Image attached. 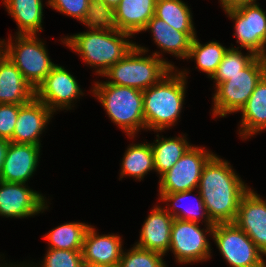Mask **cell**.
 Here are the masks:
<instances>
[{
	"label": "cell",
	"instance_id": "cell-31",
	"mask_svg": "<svg viewBox=\"0 0 266 267\" xmlns=\"http://www.w3.org/2000/svg\"><path fill=\"white\" fill-rule=\"evenodd\" d=\"M192 192V190H189V191H184V192H176V193H169V194H160V197H161V200H164V201H174V208L177 209V207L180 208V206H178L180 204V201L187 198L189 196V194ZM199 194V197H198V200H197V204H196V207L191 209V207L187 208V209H183V210H180L179 212L176 211V212H169L171 214V216L173 218H177V219H180V220H186V221H191V222H196L198 223L199 220L198 218H200L198 215H199V212L200 210H203L202 213H200L202 217H206V222L208 223L207 224V230L209 231V233L213 231V228H214V223L210 220L208 214H207V211H206V208H205V205H204V202H203V199L201 197V194L200 192H198ZM178 212V213H177ZM182 212V213H181ZM205 212V213H204Z\"/></svg>",
	"mask_w": 266,
	"mask_h": 267
},
{
	"label": "cell",
	"instance_id": "cell-20",
	"mask_svg": "<svg viewBox=\"0 0 266 267\" xmlns=\"http://www.w3.org/2000/svg\"><path fill=\"white\" fill-rule=\"evenodd\" d=\"M157 0H120L115 8L117 28L133 35L143 31L154 16Z\"/></svg>",
	"mask_w": 266,
	"mask_h": 267
},
{
	"label": "cell",
	"instance_id": "cell-8",
	"mask_svg": "<svg viewBox=\"0 0 266 267\" xmlns=\"http://www.w3.org/2000/svg\"><path fill=\"white\" fill-rule=\"evenodd\" d=\"M210 234L231 267H266L263 253L235 223H217Z\"/></svg>",
	"mask_w": 266,
	"mask_h": 267
},
{
	"label": "cell",
	"instance_id": "cell-27",
	"mask_svg": "<svg viewBox=\"0 0 266 267\" xmlns=\"http://www.w3.org/2000/svg\"><path fill=\"white\" fill-rule=\"evenodd\" d=\"M89 225L66 223L49 232L45 238L51 249L82 250L85 233Z\"/></svg>",
	"mask_w": 266,
	"mask_h": 267
},
{
	"label": "cell",
	"instance_id": "cell-1",
	"mask_svg": "<svg viewBox=\"0 0 266 267\" xmlns=\"http://www.w3.org/2000/svg\"><path fill=\"white\" fill-rule=\"evenodd\" d=\"M198 188L214 224L234 223L240 200L249 190L229 163L215 155L204 166Z\"/></svg>",
	"mask_w": 266,
	"mask_h": 267
},
{
	"label": "cell",
	"instance_id": "cell-7",
	"mask_svg": "<svg viewBox=\"0 0 266 267\" xmlns=\"http://www.w3.org/2000/svg\"><path fill=\"white\" fill-rule=\"evenodd\" d=\"M37 39L36 34H18L14 46L8 41L9 44L4 47V54L35 90L55 66L48 57L43 42Z\"/></svg>",
	"mask_w": 266,
	"mask_h": 267
},
{
	"label": "cell",
	"instance_id": "cell-26",
	"mask_svg": "<svg viewBox=\"0 0 266 267\" xmlns=\"http://www.w3.org/2000/svg\"><path fill=\"white\" fill-rule=\"evenodd\" d=\"M152 169H155V164L151 144H134L127 149L121 176L129 175L139 180Z\"/></svg>",
	"mask_w": 266,
	"mask_h": 267
},
{
	"label": "cell",
	"instance_id": "cell-17",
	"mask_svg": "<svg viewBox=\"0 0 266 267\" xmlns=\"http://www.w3.org/2000/svg\"><path fill=\"white\" fill-rule=\"evenodd\" d=\"M122 253L119 236H99L92 227H88L82 247L84 264L118 266Z\"/></svg>",
	"mask_w": 266,
	"mask_h": 267
},
{
	"label": "cell",
	"instance_id": "cell-24",
	"mask_svg": "<svg viewBox=\"0 0 266 267\" xmlns=\"http://www.w3.org/2000/svg\"><path fill=\"white\" fill-rule=\"evenodd\" d=\"M162 139H157L155 145L151 144L155 170L160 176L170 170L192 146L182 137Z\"/></svg>",
	"mask_w": 266,
	"mask_h": 267
},
{
	"label": "cell",
	"instance_id": "cell-32",
	"mask_svg": "<svg viewBox=\"0 0 266 267\" xmlns=\"http://www.w3.org/2000/svg\"><path fill=\"white\" fill-rule=\"evenodd\" d=\"M163 255L135 245L128 253H122L118 267H165Z\"/></svg>",
	"mask_w": 266,
	"mask_h": 267
},
{
	"label": "cell",
	"instance_id": "cell-4",
	"mask_svg": "<svg viewBox=\"0 0 266 267\" xmlns=\"http://www.w3.org/2000/svg\"><path fill=\"white\" fill-rule=\"evenodd\" d=\"M146 51L145 48L135 45L119 62L102 74L113 79L106 83L144 91L169 72H173L174 66L160 59L157 52L152 57L139 56Z\"/></svg>",
	"mask_w": 266,
	"mask_h": 267
},
{
	"label": "cell",
	"instance_id": "cell-38",
	"mask_svg": "<svg viewBox=\"0 0 266 267\" xmlns=\"http://www.w3.org/2000/svg\"><path fill=\"white\" fill-rule=\"evenodd\" d=\"M99 1L105 2L108 6L114 8V9L120 3V0H99Z\"/></svg>",
	"mask_w": 266,
	"mask_h": 267
},
{
	"label": "cell",
	"instance_id": "cell-29",
	"mask_svg": "<svg viewBox=\"0 0 266 267\" xmlns=\"http://www.w3.org/2000/svg\"><path fill=\"white\" fill-rule=\"evenodd\" d=\"M92 30H118L115 9L102 1L89 2L85 16L81 21Z\"/></svg>",
	"mask_w": 266,
	"mask_h": 267
},
{
	"label": "cell",
	"instance_id": "cell-18",
	"mask_svg": "<svg viewBox=\"0 0 266 267\" xmlns=\"http://www.w3.org/2000/svg\"><path fill=\"white\" fill-rule=\"evenodd\" d=\"M174 218L168 210L156 207L145 220L140 241L136 246L165 254L170 247L171 227Z\"/></svg>",
	"mask_w": 266,
	"mask_h": 267
},
{
	"label": "cell",
	"instance_id": "cell-11",
	"mask_svg": "<svg viewBox=\"0 0 266 267\" xmlns=\"http://www.w3.org/2000/svg\"><path fill=\"white\" fill-rule=\"evenodd\" d=\"M199 223L174 218L170 247L180 263L202 261L210 256V245Z\"/></svg>",
	"mask_w": 266,
	"mask_h": 267
},
{
	"label": "cell",
	"instance_id": "cell-21",
	"mask_svg": "<svg viewBox=\"0 0 266 267\" xmlns=\"http://www.w3.org/2000/svg\"><path fill=\"white\" fill-rule=\"evenodd\" d=\"M147 29L152 31L156 44L163 51L188 59L191 41L196 36L195 32H180L155 16L148 21L143 31Z\"/></svg>",
	"mask_w": 266,
	"mask_h": 267
},
{
	"label": "cell",
	"instance_id": "cell-5",
	"mask_svg": "<svg viewBox=\"0 0 266 267\" xmlns=\"http://www.w3.org/2000/svg\"><path fill=\"white\" fill-rule=\"evenodd\" d=\"M93 89L111 120L129 136L145 128L142 90L106 82H97Z\"/></svg>",
	"mask_w": 266,
	"mask_h": 267
},
{
	"label": "cell",
	"instance_id": "cell-15",
	"mask_svg": "<svg viewBox=\"0 0 266 267\" xmlns=\"http://www.w3.org/2000/svg\"><path fill=\"white\" fill-rule=\"evenodd\" d=\"M40 146L10 142L0 173V180L8 183H23L36 170Z\"/></svg>",
	"mask_w": 266,
	"mask_h": 267
},
{
	"label": "cell",
	"instance_id": "cell-25",
	"mask_svg": "<svg viewBox=\"0 0 266 267\" xmlns=\"http://www.w3.org/2000/svg\"><path fill=\"white\" fill-rule=\"evenodd\" d=\"M154 16L180 32H195L190 10L181 0H157Z\"/></svg>",
	"mask_w": 266,
	"mask_h": 267
},
{
	"label": "cell",
	"instance_id": "cell-13",
	"mask_svg": "<svg viewBox=\"0 0 266 267\" xmlns=\"http://www.w3.org/2000/svg\"><path fill=\"white\" fill-rule=\"evenodd\" d=\"M41 194L26 188L23 183H8L0 180V215L27 217L46 209Z\"/></svg>",
	"mask_w": 266,
	"mask_h": 267
},
{
	"label": "cell",
	"instance_id": "cell-23",
	"mask_svg": "<svg viewBox=\"0 0 266 267\" xmlns=\"http://www.w3.org/2000/svg\"><path fill=\"white\" fill-rule=\"evenodd\" d=\"M4 3L19 26L17 34H36L42 30V0H4Z\"/></svg>",
	"mask_w": 266,
	"mask_h": 267
},
{
	"label": "cell",
	"instance_id": "cell-37",
	"mask_svg": "<svg viewBox=\"0 0 266 267\" xmlns=\"http://www.w3.org/2000/svg\"><path fill=\"white\" fill-rule=\"evenodd\" d=\"M10 141L0 138V173L2 171L3 163L6 157V152Z\"/></svg>",
	"mask_w": 266,
	"mask_h": 267
},
{
	"label": "cell",
	"instance_id": "cell-35",
	"mask_svg": "<svg viewBox=\"0 0 266 267\" xmlns=\"http://www.w3.org/2000/svg\"><path fill=\"white\" fill-rule=\"evenodd\" d=\"M48 4L61 13L83 20L89 5L88 0H49Z\"/></svg>",
	"mask_w": 266,
	"mask_h": 267
},
{
	"label": "cell",
	"instance_id": "cell-16",
	"mask_svg": "<svg viewBox=\"0 0 266 267\" xmlns=\"http://www.w3.org/2000/svg\"><path fill=\"white\" fill-rule=\"evenodd\" d=\"M52 111L34 97L20 106L12 142L40 146L39 134L45 128Z\"/></svg>",
	"mask_w": 266,
	"mask_h": 267
},
{
	"label": "cell",
	"instance_id": "cell-6",
	"mask_svg": "<svg viewBox=\"0 0 266 267\" xmlns=\"http://www.w3.org/2000/svg\"><path fill=\"white\" fill-rule=\"evenodd\" d=\"M266 74V60L257 56L245 69L217 85L214 95V115L225 117L227 113L240 111Z\"/></svg>",
	"mask_w": 266,
	"mask_h": 267
},
{
	"label": "cell",
	"instance_id": "cell-2",
	"mask_svg": "<svg viewBox=\"0 0 266 267\" xmlns=\"http://www.w3.org/2000/svg\"><path fill=\"white\" fill-rule=\"evenodd\" d=\"M169 72L158 83L143 91L145 127L154 130L174 125L185 96V75ZM170 75V76H169Z\"/></svg>",
	"mask_w": 266,
	"mask_h": 267
},
{
	"label": "cell",
	"instance_id": "cell-28",
	"mask_svg": "<svg viewBox=\"0 0 266 267\" xmlns=\"http://www.w3.org/2000/svg\"><path fill=\"white\" fill-rule=\"evenodd\" d=\"M227 49L218 42L200 44L196 36L192 39L188 58H195L200 70L212 77Z\"/></svg>",
	"mask_w": 266,
	"mask_h": 267
},
{
	"label": "cell",
	"instance_id": "cell-39",
	"mask_svg": "<svg viewBox=\"0 0 266 267\" xmlns=\"http://www.w3.org/2000/svg\"><path fill=\"white\" fill-rule=\"evenodd\" d=\"M83 267H118V266L97 265V264H84Z\"/></svg>",
	"mask_w": 266,
	"mask_h": 267
},
{
	"label": "cell",
	"instance_id": "cell-19",
	"mask_svg": "<svg viewBox=\"0 0 266 267\" xmlns=\"http://www.w3.org/2000/svg\"><path fill=\"white\" fill-rule=\"evenodd\" d=\"M35 97V89L4 54L0 59V104H26Z\"/></svg>",
	"mask_w": 266,
	"mask_h": 267
},
{
	"label": "cell",
	"instance_id": "cell-10",
	"mask_svg": "<svg viewBox=\"0 0 266 267\" xmlns=\"http://www.w3.org/2000/svg\"><path fill=\"white\" fill-rule=\"evenodd\" d=\"M230 18L235 20L234 35L237 43L245 47L249 53L266 60V14L259 5H244L236 9L225 10ZM239 41V42H238Z\"/></svg>",
	"mask_w": 266,
	"mask_h": 267
},
{
	"label": "cell",
	"instance_id": "cell-22",
	"mask_svg": "<svg viewBox=\"0 0 266 267\" xmlns=\"http://www.w3.org/2000/svg\"><path fill=\"white\" fill-rule=\"evenodd\" d=\"M241 112L243 117L240 134L243 137L266 129V74L256 85Z\"/></svg>",
	"mask_w": 266,
	"mask_h": 267
},
{
	"label": "cell",
	"instance_id": "cell-30",
	"mask_svg": "<svg viewBox=\"0 0 266 267\" xmlns=\"http://www.w3.org/2000/svg\"><path fill=\"white\" fill-rule=\"evenodd\" d=\"M256 57L257 56L253 52L243 56L241 51L235 50V48L227 49L211 79H215L217 86L228 80V76L240 73V71L245 69Z\"/></svg>",
	"mask_w": 266,
	"mask_h": 267
},
{
	"label": "cell",
	"instance_id": "cell-9",
	"mask_svg": "<svg viewBox=\"0 0 266 267\" xmlns=\"http://www.w3.org/2000/svg\"><path fill=\"white\" fill-rule=\"evenodd\" d=\"M213 156V153L191 146L178 162L161 176L159 194L184 192L198 187L203 168Z\"/></svg>",
	"mask_w": 266,
	"mask_h": 267
},
{
	"label": "cell",
	"instance_id": "cell-40",
	"mask_svg": "<svg viewBox=\"0 0 266 267\" xmlns=\"http://www.w3.org/2000/svg\"><path fill=\"white\" fill-rule=\"evenodd\" d=\"M4 41H0V59L1 57L4 55V50L2 49L3 47H1V45H5V44H2Z\"/></svg>",
	"mask_w": 266,
	"mask_h": 267
},
{
	"label": "cell",
	"instance_id": "cell-14",
	"mask_svg": "<svg viewBox=\"0 0 266 267\" xmlns=\"http://www.w3.org/2000/svg\"><path fill=\"white\" fill-rule=\"evenodd\" d=\"M234 223L266 255V201L249 189L240 200Z\"/></svg>",
	"mask_w": 266,
	"mask_h": 267
},
{
	"label": "cell",
	"instance_id": "cell-12",
	"mask_svg": "<svg viewBox=\"0 0 266 267\" xmlns=\"http://www.w3.org/2000/svg\"><path fill=\"white\" fill-rule=\"evenodd\" d=\"M83 94L75 78L62 66L55 65L44 81L35 90V97L52 112L55 108H67L71 101ZM70 105V106H69Z\"/></svg>",
	"mask_w": 266,
	"mask_h": 267
},
{
	"label": "cell",
	"instance_id": "cell-34",
	"mask_svg": "<svg viewBox=\"0 0 266 267\" xmlns=\"http://www.w3.org/2000/svg\"><path fill=\"white\" fill-rule=\"evenodd\" d=\"M21 105L23 104H0V138L12 142Z\"/></svg>",
	"mask_w": 266,
	"mask_h": 267
},
{
	"label": "cell",
	"instance_id": "cell-36",
	"mask_svg": "<svg viewBox=\"0 0 266 267\" xmlns=\"http://www.w3.org/2000/svg\"><path fill=\"white\" fill-rule=\"evenodd\" d=\"M224 10L236 9L244 5H255L256 0H220Z\"/></svg>",
	"mask_w": 266,
	"mask_h": 267
},
{
	"label": "cell",
	"instance_id": "cell-33",
	"mask_svg": "<svg viewBox=\"0 0 266 267\" xmlns=\"http://www.w3.org/2000/svg\"><path fill=\"white\" fill-rule=\"evenodd\" d=\"M83 265L82 250L49 248L42 267H83Z\"/></svg>",
	"mask_w": 266,
	"mask_h": 267
},
{
	"label": "cell",
	"instance_id": "cell-3",
	"mask_svg": "<svg viewBox=\"0 0 266 267\" xmlns=\"http://www.w3.org/2000/svg\"><path fill=\"white\" fill-rule=\"evenodd\" d=\"M129 36L119 30H92L67 37L64 43L80 53L87 64L100 67L96 72L102 75L136 45L124 39Z\"/></svg>",
	"mask_w": 266,
	"mask_h": 267
}]
</instances>
